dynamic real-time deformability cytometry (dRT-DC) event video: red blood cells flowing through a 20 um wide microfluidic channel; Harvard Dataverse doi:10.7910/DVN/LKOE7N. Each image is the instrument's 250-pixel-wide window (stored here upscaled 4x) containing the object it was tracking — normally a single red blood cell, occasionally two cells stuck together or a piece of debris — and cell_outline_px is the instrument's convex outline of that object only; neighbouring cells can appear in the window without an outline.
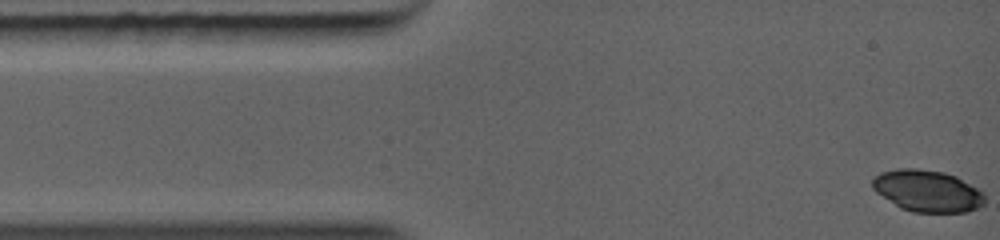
{"species": "common noctule bat (a hibernating species)", "species_latin": "Nyctalus noctula", "temperature_condition": "warm", "stored_images_in_passage": 53, "camera_frame_rate_fps": 5000, "um_per_image_px": 0.085, "animal": {"sex": "female", "body_mass_g": 19.0, "forearm_length_mm": 56.7}, "frame": {"image": 1, "passage_image": 1, "time_ms": 0.0, "image_size_px": [1000, 240], "cell_outline_px": [[984, 204], [968, 212], [912, 212], [900, 208], [876, 192], [872, 188], [872, 176], [880, 172], [896, 168], [916, 168], [944, 172], [956, 176], [984, 192]], "centroid_in_image_um": [78.8, 16.22], "position_along_channel_um": 6.2, "area_um2": 27.51}}
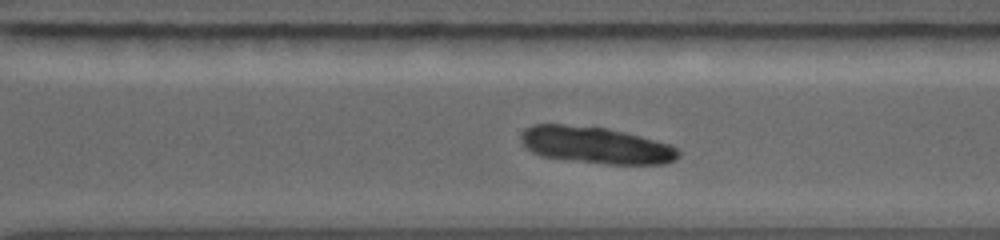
{"frame": {"image": 2, "passage_image": 41, "time_ms": 8.0, "image_size_px": [1000, 240], "cell_outline_px": [[680, 156], [676, 160], [664, 164], [608, 164], [540, 156], [532, 152], [520, 140], [520, 136], [532, 124], [564, 124], [604, 128], [624, 132], [672, 144], [680, 152]], "centroid_in_image_um": [50.69, 12.34], "position_along_channel_um": 319.9, "area_um2": 33.58}}
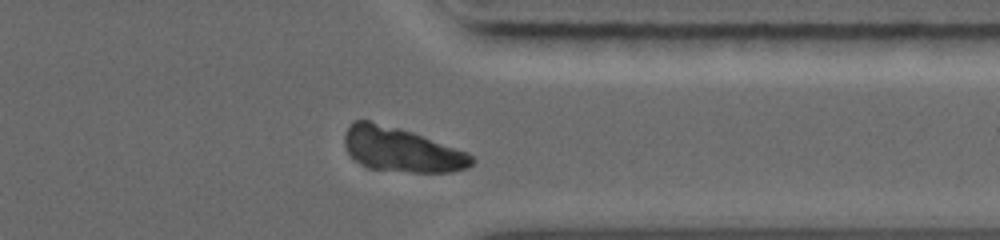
{"frame": {"image": 3, "passage_image": 47, "time_ms": 9.2, "image_size_px": [1000, 240], "cell_outline_px": [[476, 160], [468, 168], [452, 172], [412, 172], [364, 168], [348, 152], [344, 144], [344, 136], [348, 128], [356, 120], [368, 120], [400, 128], [412, 132], [468, 152]], "centroid_in_image_um": [34.14, 12.74], "position_along_channel_um": 377.3, "area_um2": 32.77}}